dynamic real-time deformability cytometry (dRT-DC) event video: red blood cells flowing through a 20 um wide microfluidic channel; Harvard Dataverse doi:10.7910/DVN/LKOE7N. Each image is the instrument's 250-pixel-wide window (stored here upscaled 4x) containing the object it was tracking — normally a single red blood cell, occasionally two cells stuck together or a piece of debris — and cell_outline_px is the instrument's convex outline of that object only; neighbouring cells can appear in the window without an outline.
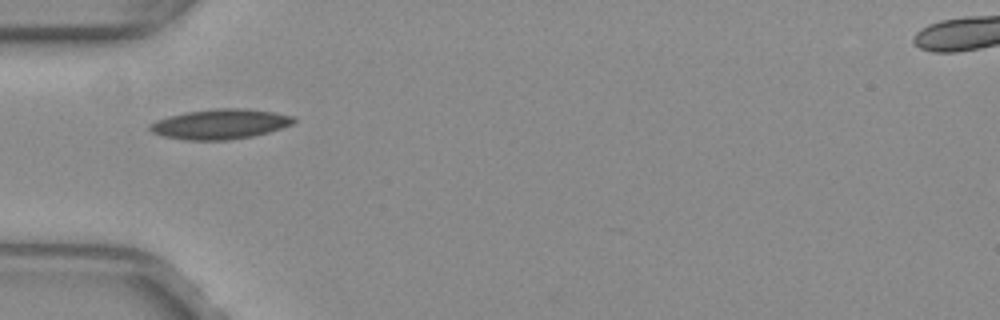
{"species": "common noctule bat (a hibernating species)", "species_latin": "Nyctalus noctula", "temperature_condition": "warm", "stored_images_in_passage": 33, "camera_frame_rate_fps": 3000, "um_per_image_px": 0.085, "animal": {"sex": "female", "body_mass_g": 29.2, "forearm_length_mm": 56.3}, "frame": {"image": 1, "passage_image": 1, "time_ms": 0.0, "image_size_px": [1000, 320], "cell_outline_px": [[296, 120], [292, 124], [268, 132], [252, 136], [228, 140], [188, 140], [164, 136], [152, 132], [148, 128], [148, 124], [156, 120], [168, 116], [184, 112], [216, 108], [244, 108], [272, 112], [296, 116]], "centroid_in_image_um": [18.7, 10.54], "position_along_channel_um": 66.3, "area_um2": 25.14}}
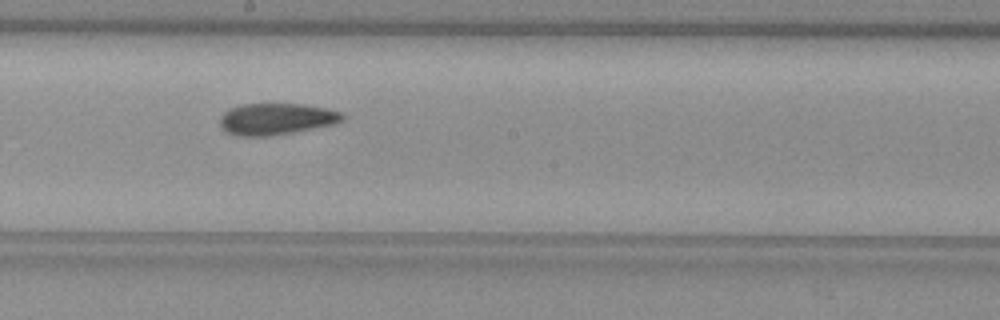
{"frame": {"image": 2, "passage_image": 13, "time_ms": 4.0, "image_size_px": [1000, 320], "cell_outline_px": [[344, 120], [336, 124], [292, 132], [264, 136], [236, 136], [220, 128], [220, 116], [224, 112], [240, 104], [304, 104], [324, 108], [340, 112], [344, 116]], "centroid_in_image_um": [23.47, 10.11], "position_along_channel_um": 224.7, "area_um2": 22.43}}
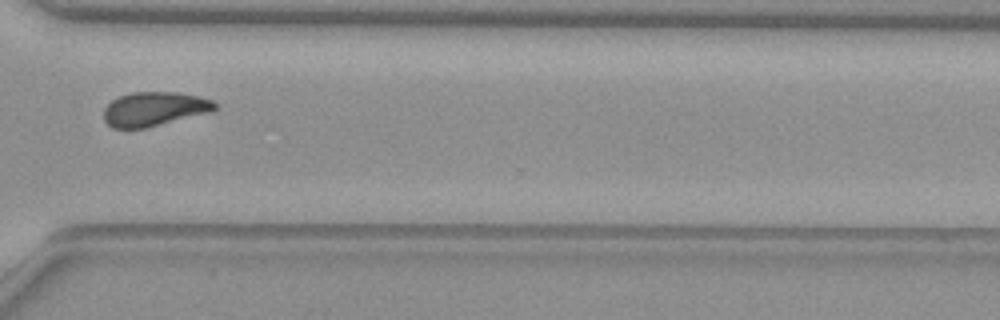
{"frame": {"image": 3, "passage_image": 23, "time_ms": 7.333, "image_size_px": [1000, 320], "cell_outline_px": [[216, 108], [212, 112], [144, 128], [112, 128], [104, 120], [104, 108], [112, 100], [120, 96], [132, 92], [180, 92], [212, 100], [216, 104]], "centroid_in_image_um": [13.11, 9.26], "position_along_channel_um": 357.5, "area_um2": 22.02}, "authors_computed_cell_mechanics": {"area_um2": 22.542, "velocity_mm_per_s": 3.9787, "shape_relaxation_time_tau1_ms": null, "shape_relaxation_time_tau2_ms": 3.066, "deformation_change_tau1": null, "deformation_change_tau2": 0.0899}}